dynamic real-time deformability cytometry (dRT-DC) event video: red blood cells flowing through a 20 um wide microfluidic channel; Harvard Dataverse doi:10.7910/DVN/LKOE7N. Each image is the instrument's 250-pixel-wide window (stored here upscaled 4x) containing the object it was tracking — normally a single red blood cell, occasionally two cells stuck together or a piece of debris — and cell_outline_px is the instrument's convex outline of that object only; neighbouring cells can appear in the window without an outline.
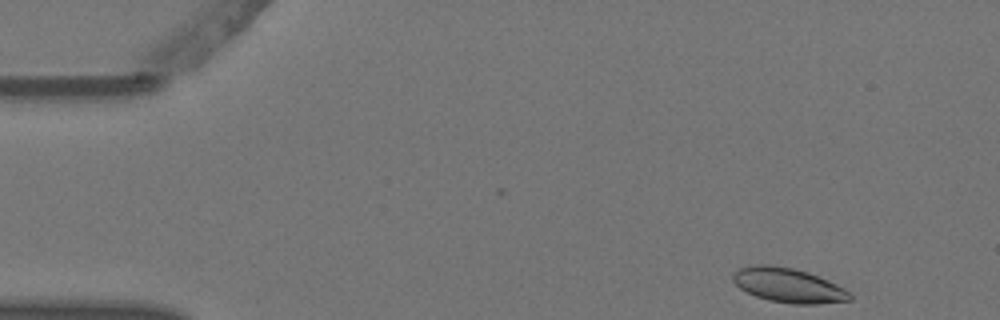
{"species": "Egyptian fruit bat (a non-hibernating species)", "species_latin": "Rousettus aegyptiacus", "temperature_condition": "warm", "stored_images_in_passage": 6, "camera_frame_rate_fps": 3000, "um_per_image_px": 0.085, "animal": {"sex": "female"}, "frame": {"image": 1, "passage_image": 1, "time_ms": 0.0, "image_size_px": [1000, 320], "cell_outline_px": [[852, 300], [816, 304], [792, 304], [768, 300], [756, 296], [740, 288], [732, 280], [732, 272], [740, 268], [756, 264], [768, 264], [792, 268], [808, 272], [836, 284], [844, 288], [852, 296]], "centroid_in_image_um": [66.99, 24.25], "position_along_channel_um": 18.0, "area_um2": 23.41}}